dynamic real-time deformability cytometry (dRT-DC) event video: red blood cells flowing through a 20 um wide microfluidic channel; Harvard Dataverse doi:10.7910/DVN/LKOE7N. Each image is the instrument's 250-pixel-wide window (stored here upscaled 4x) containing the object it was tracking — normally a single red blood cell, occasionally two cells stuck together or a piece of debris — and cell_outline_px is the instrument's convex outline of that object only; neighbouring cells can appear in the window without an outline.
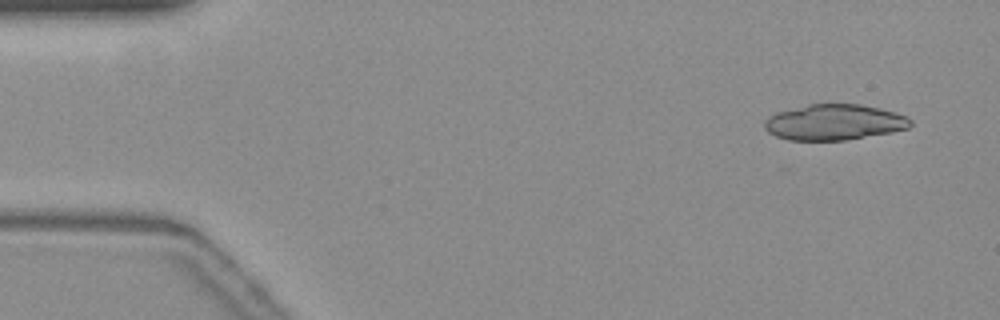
{"species": "common noctule bat (a hibernating species)", "species_latin": "Nyctalus noctula", "temperature_condition": "warm", "stored_images_in_passage": 17, "camera_frame_rate_fps": 3000, "um_per_image_px": 0.085, "animal": {"sex": "female", "body_mass_g": 19.3, "forearm_length_mm": 54.1}, "frame": {"image": 1, "passage_image": 1, "time_ms": 0.0, "image_size_px": [1000, 320], "cell_outline_px": [[912, 124], [908, 128], [892, 132], [844, 140], [788, 140], [776, 136], [768, 132], [764, 128], [764, 124], [776, 112], [808, 104], [860, 104], [880, 108], [904, 116], [912, 120]], "centroid_in_image_um": [70.91, 10.39], "position_along_channel_um": 14.1, "area_um2": 30.11}}